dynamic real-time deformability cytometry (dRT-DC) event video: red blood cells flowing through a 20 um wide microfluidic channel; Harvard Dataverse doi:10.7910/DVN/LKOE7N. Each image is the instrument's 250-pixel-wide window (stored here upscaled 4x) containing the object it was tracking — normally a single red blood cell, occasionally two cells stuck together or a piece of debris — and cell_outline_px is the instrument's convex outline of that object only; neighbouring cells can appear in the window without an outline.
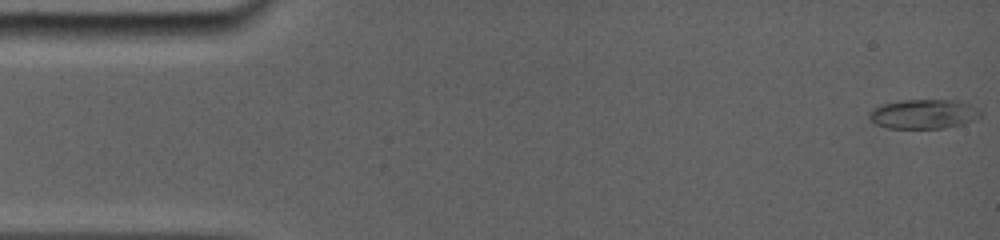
{"species": "common noctule bat (a hibernating species)", "species_latin": "Nyctalus noctula", "temperature_condition": "room temperature", "stored_images_in_passage": 45, "camera_frame_rate_fps": 5000, "um_per_image_px": 0.085, "animal": {"sex": "female", "body_mass_g": 19.0, "forearm_length_mm": 56.7}, "frame": {"image": 1, "passage_image": 1, "time_ms": 0.0, "image_size_px": [1000, 240], "cell_outline_px": [[980, 116], [964, 124], [944, 128], [888, 128], [876, 124], [868, 116], [868, 112], [880, 104], [900, 100], [956, 100], [980, 108]], "centroid_in_image_um": [78.49, 9.69], "position_along_channel_um": 6.5, "area_um2": 19.13}}
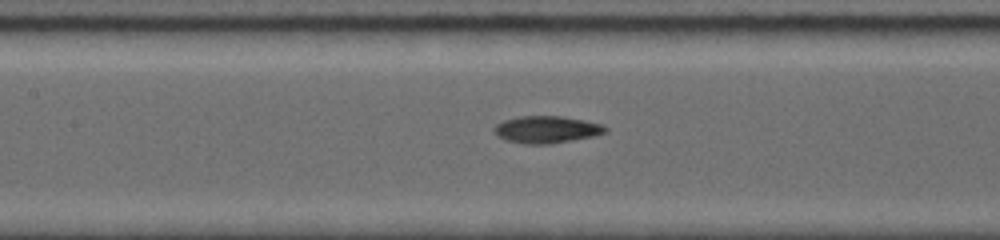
{"frame": {"image": 2, "passage_image": 21, "time_ms": 7.2, "image_size_px": [1000, 240], "cell_outline_px": [[608, 132], [596, 136], [552, 144], [524, 144], [504, 140], [496, 136], [492, 128], [496, 124], [504, 120], [520, 116], [560, 116], [584, 120], [600, 124], [608, 128]], "centroid_in_image_um": [46.45, 11.02], "position_along_channel_um": 161.0, "area_um2": 17.86}}
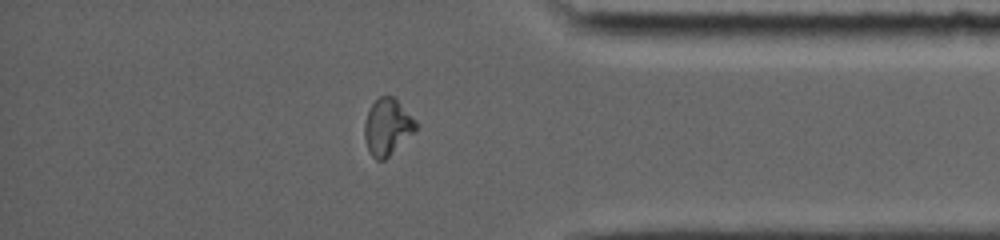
{"frame": {"image": 3, "passage_image": 39, "time_ms": 13.6, "image_size_px": [1000, 240], "cell_outline_px": [[420, 124], [384, 160], [376, 160], [368, 152], [364, 136], [364, 124], [368, 112], [372, 104], [380, 96], [392, 96]], "centroid_in_image_um": [32.9, 10.79], "position_along_channel_um": 402.3, "area_um2": 16.47}, "authors_computed_cell_mechanics": {"area_um2": 17.2244, "velocity_mm_per_s": 3.8853, "shape_relaxation_time_tau1_ms": null, "shape_relaxation_time_tau2_ms": 1.3298, "deformation_change_tau1": null, "deformation_change_tau2": 0.0579}}